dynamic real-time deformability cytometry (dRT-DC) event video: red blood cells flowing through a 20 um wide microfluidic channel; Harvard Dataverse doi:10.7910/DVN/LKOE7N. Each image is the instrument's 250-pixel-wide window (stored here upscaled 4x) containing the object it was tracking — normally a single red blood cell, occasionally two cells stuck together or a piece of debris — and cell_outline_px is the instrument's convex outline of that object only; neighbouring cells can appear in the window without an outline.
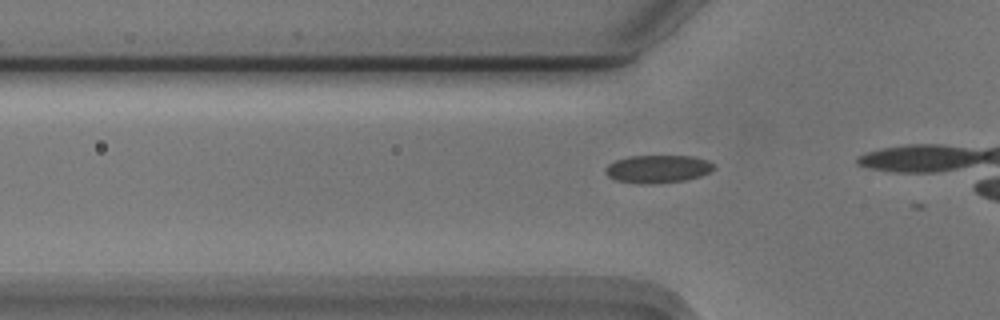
{"species": "Egyptian fruit bat (a non-hibernating species)", "species_latin": "Rousettus aegyptiacus", "temperature_condition": "cold", "stored_images_in_passage": 6, "camera_frame_rate_fps": 3000, "um_per_image_px": 0.085, "animal": {"sex": "male"}, "frame": {"image": 1, "passage_image": 3, "time_ms": 0.667, "image_size_px": [1000, 320], "cell_outline_px": [[716, 168], [712, 172], [688, 180], [652, 184], [640, 184], [616, 180], [608, 176], [604, 172], [604, 168], [608, 164], [616, 160], [628, 156], [692, 156], [708, 160], [716, 164]], "centroid_in_image_um": [55.95, 14.36], "position_along_channel_um": 69.9, "area_um2": 17.98}}